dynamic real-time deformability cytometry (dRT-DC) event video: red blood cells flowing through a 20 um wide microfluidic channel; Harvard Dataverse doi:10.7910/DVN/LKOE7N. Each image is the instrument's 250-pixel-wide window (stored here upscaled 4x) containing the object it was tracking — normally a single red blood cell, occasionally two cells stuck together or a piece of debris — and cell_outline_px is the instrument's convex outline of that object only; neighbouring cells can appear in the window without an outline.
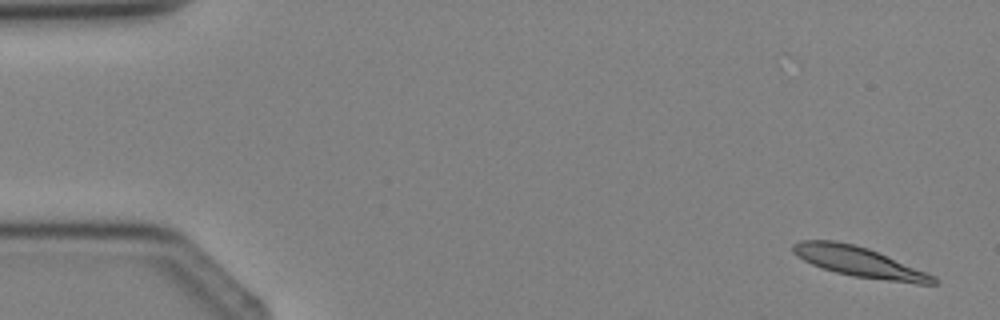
{"species": "Egyptian fruit bat (a non-hibernating species)", "species_latin": "Rousettus aegyptiacus", "temperature_condition": "cold", "stored_images_in_passage": 4, "camera_frame_rate_fps": 3000, "um_per_image_px": 0.085, "animal": {"sex": "female"}, "frame": {"image": 1, "passage_image": 1, "time_ms": 0.0, "image_size_px": [1000, 320], "cell_outline_px": [[940, 284], [916, 284], [852, 276], [836, 272], [812, 264], [804, 260], [792, 252], [792, 244], [800, 240], [836, 240], [868, 248], [936, 276], [940, 280]], "centroid_in_image_um": [73.06, 22.27], "position_along_channel_um": 11.9, "area_um2": 24.62}}